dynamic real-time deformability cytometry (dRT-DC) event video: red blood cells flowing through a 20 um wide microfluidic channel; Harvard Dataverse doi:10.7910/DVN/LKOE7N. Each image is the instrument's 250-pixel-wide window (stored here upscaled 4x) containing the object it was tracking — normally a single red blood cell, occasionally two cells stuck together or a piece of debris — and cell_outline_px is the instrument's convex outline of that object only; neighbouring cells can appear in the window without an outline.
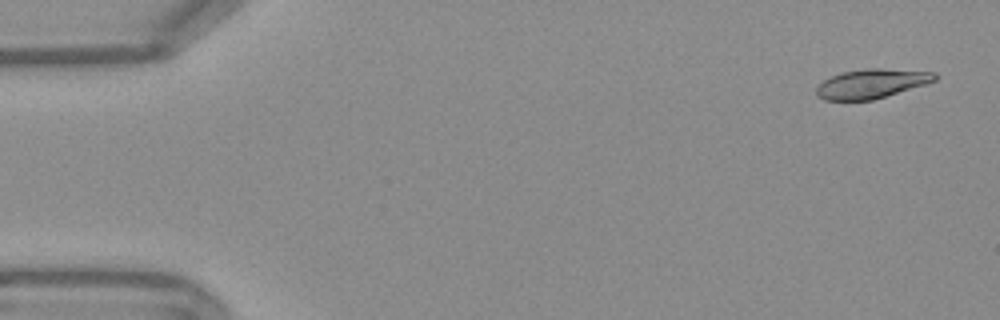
{"species": "Egyptian fruit bat (a non-hibernating species)", "species_latin": "Rousettus aegyptiacus", "temperature_condition": "warm", "stored_images_in_passage": 53, "camera_frame_rate_fps": 3000, "um_per_image_px": 0.085, "frame": {"image": 1, "passage_image": 2, "time_ms": 0.333, "image_size_px": [1000, 320], "cell_outline_px": [[940, 76], [936, 80], [928, 84], [872, 100], [824, 100], [816, 96], [816, 84], [840, 72], [864, 68], [880, 68], [936, 72]], "centroid_in_image_um": [74.09, 7.1], "position_along_channel_um": 10.9, "area_um2": 20.58}}
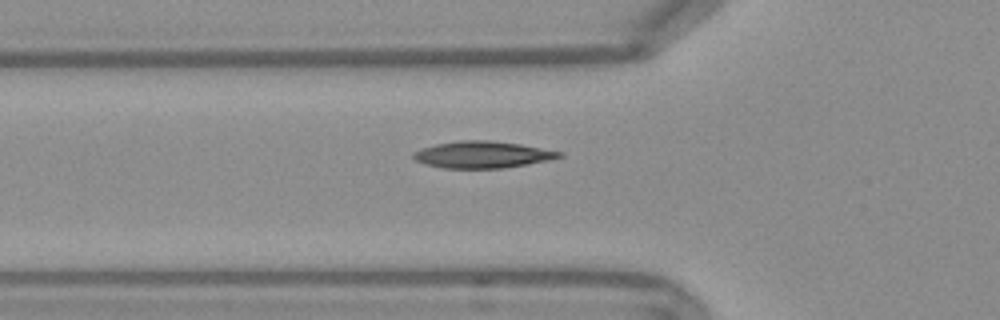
{"frame": {"image": 2, "passage_image": 18, "time_ms": 5.667, "image_size_px": [1000, 320], "cell_outline_px": [[564, 156], [548, 160], [504, 168], [444, 168], [424, 164], [416, 160], [412, 156], [412, 152], [420, 148], [436, 144], [460, 140], [488, 140], [520, 144], [564, 152]], "centroid_in_image_um": [40.99, 13.14], "position_along_channel_um": 84.8, "area_um2": 22.77}}
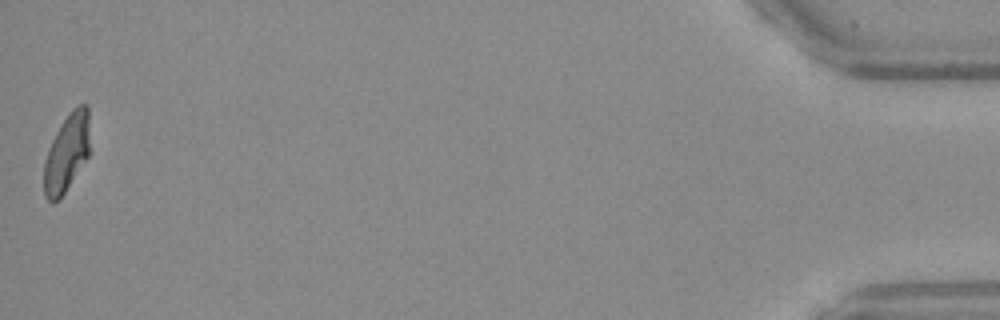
{"frame": {"image": 3, "passage_image": 53, "time_ms": 17.333, "image_size_px": [1000, 320], "cell_outline_px": [[88, 156], [60, 200], [52, 204], [44, 196], [44, 160], [48, 148], [60, 124], [72, 108], [76, 104], [88, 104]], "centroid_in_image_um": [5.64, 13.01], "position_along_channel_um": 429.6, "area_um2": 20.87}, "authors_computed_cell_mechanics": {"area_um2": 21.5594, "velocity_mm_per_s": 3.7789, "shape_relaxation_time_tau1_ms": 6.7025, "shape_relaxation_time_tau2_ms": 2.1311, "deformation_change_tau1": 0.2219, "deformation_change_tau2": 0.0624}}